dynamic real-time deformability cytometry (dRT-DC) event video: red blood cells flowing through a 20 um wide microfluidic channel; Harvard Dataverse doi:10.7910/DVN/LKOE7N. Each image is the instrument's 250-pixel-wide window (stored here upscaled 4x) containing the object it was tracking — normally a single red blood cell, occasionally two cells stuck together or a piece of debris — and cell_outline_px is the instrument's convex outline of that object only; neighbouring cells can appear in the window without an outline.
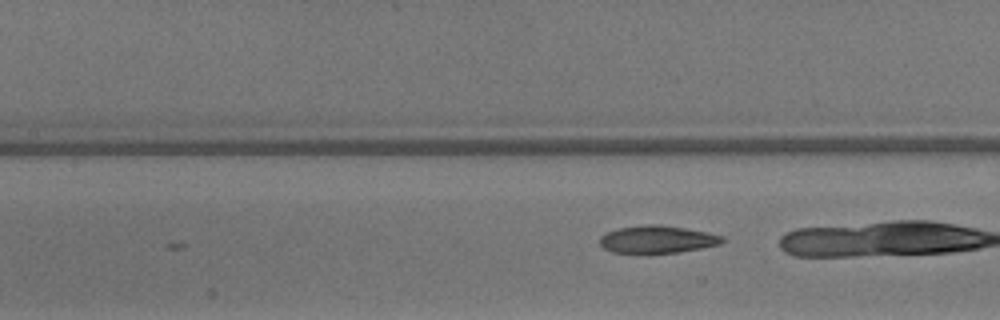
{"species": "common noctule bat (a hibernating species)", "species_latin": "Nyctalus noctula", "temperature_condition": "warm", "stored_images_in_passage": 7, "camera_frame_rate_fps": 3000, "um_per_image_px": 0.085, "animal": {"sex": "male", "body_mass_g": 13.3}, "frame": {"image": 1, "passage_image": 7, "time_ms": 2.0, "image_size_px": [1000, 320], "cell_outline_px": [[724, 240], [720, 244], [700, 248], [676, 252], [648, 256], [612, 252], [604, 248], [600, 244], [600, 236], [608, 232], [620, 228], [644, 224], [660, 224], [688, 228], [708, 232], [724, 236]], "centroid_in_image_um": [55.85, 20.37], "position_along_channel_um": 151.5, "area_um2": 20.35}}